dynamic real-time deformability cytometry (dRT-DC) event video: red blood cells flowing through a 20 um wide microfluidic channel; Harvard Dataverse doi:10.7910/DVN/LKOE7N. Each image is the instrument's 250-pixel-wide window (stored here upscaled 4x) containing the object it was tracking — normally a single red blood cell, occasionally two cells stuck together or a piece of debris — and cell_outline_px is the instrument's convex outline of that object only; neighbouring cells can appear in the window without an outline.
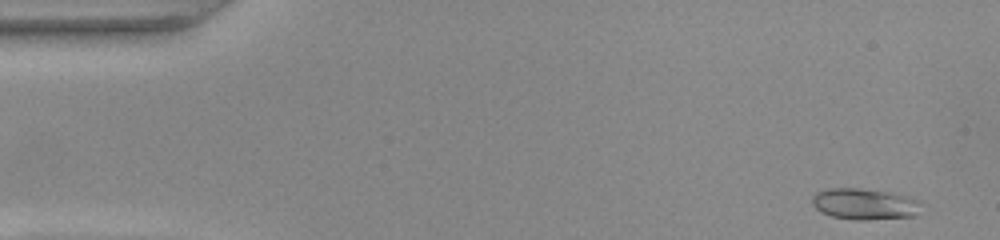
{"species": "common noctule bat (a hibernating species)", "species_latin": "Nyctalus noctula", "temperature_condition": "warm", "stored_images_in_passage": 12, "camera_frame_rate_fps": 3000, "um_per_image_px": 0.085, "animal": {"sex": "female", "body_mass_g": 22.0, "forearm_length_mm": 56.7}, "frame": {"image": 1, "passage_image": 1, "time_ms": 0.0, "image_size_px": [1000, 240], "cell_outline_px": [[920, 204], [916, 216], [868, 220], [856, 220], [832, 216], [820, 212], [812, 204], [812, 196], [816, 192], [828, 188], [860, 188], [888, 192], [920, 200]], "centroid_in_image_um": [73.45, 17.34], "position_along_channel_um": 11.5, "area_um2": 19.83}}